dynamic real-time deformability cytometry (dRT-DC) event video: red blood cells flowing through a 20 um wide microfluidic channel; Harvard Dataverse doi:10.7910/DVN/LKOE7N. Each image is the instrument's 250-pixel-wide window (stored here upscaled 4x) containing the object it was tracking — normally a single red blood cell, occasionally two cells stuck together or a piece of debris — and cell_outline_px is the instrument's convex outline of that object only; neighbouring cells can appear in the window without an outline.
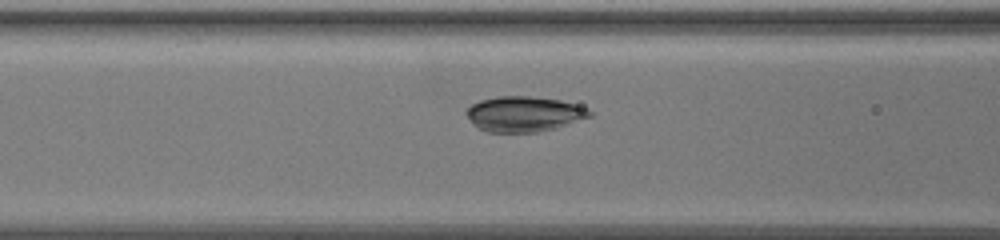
{"species": "common noctule bat (a hibernating species)", "species_latin": "Nyctalus noctula", "temperature_condition": "warm", "stored_images_in_passage": 60, "camera_frame_rate_fps": 3000, "um_per_image_px": 0.085, "animal": {"sex": "female", "body_mass_g": 19.5, "forearm_length_mm": 54.1}, "frame": {"image": 1, "passage_image": 25, "time_ms": 8.0, "image_size_px": [1000, 240], "cell_outline_px": [[592, 116], [556, 128], [536, 132], [488, 132], [480, 128], [464, 112], [472, 104], [480, 100], [496, 96], [528, 96], [560, 100], [584, 108], [592, 112]], "centroid_in_image_um": [44.53, 9.68], "position_along_channel_um": 122.1, "area_um2": 24.97}}
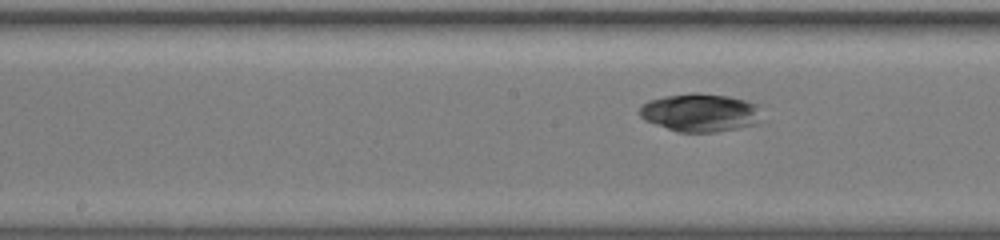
{"frame": {"image": 2, "passage_image": 31, "time_ms": 10.0, "image_size_px": [1000, 240], "cell_outline_px": [[760, 124], [716, 132], [676, 132], [644, 120], [640, 116], [640, 104], [648, 100], [664, 96], [692, 92], [700, 92], [728, 96], [744, 100], [756, 104], [760, 120]], "centroid_in_image_um": [59.48, 9.57], "position_along_channel_um": 188.7, "area_um2": 27.4}}
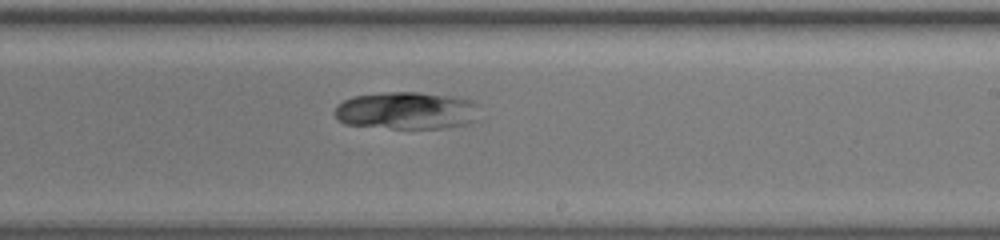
{"frame": {"image": 3, "passage_image": 37, "time_ms": 12.0, "image_size_px": [1000, 240], "cell_outline_px": [[476, 104], [472, 120], [468, 124], [444, 128], [392, 128], [344, 124], [336, 116], [336, 104], [352, 96], [384, 92], [420, 92], [448, 96], [472, 100]], "centroid_in_image_um": [34.48, 9.39], "position_along_channel_um": 254.5, "area_um2": 31.15}}